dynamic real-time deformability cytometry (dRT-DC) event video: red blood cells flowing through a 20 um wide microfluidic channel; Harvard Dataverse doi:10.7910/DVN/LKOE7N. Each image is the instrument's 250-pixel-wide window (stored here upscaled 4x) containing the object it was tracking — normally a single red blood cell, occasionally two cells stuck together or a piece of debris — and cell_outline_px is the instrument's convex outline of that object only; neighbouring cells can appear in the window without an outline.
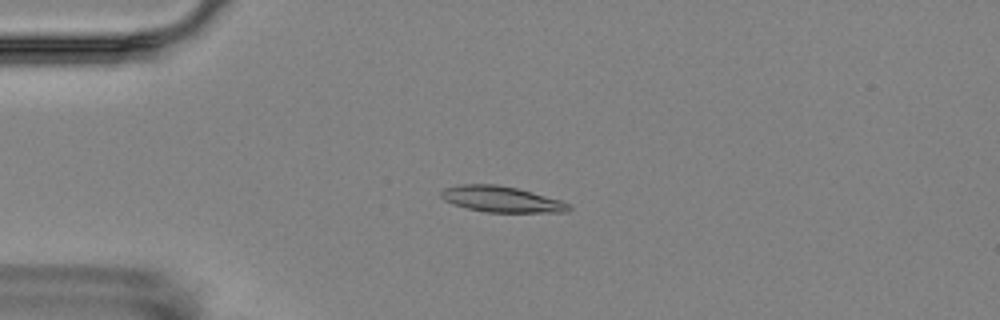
{"species": "Egyptian fruit bat (a non-hibernating species)", "species_latin": "Rousettus aegyptiacus", "temperature_condition": "room temperature", "stored_images_in_passage": 5, "camera_frame_rate_fps": 3000, "um_per_image_px": 0.085, "animal": {"sex": "female"}, "frame": {"image": 1, "passage_image": 4, "time_ms": 3.667, "image_size_px": [1000, 320], "cell_outline_px": [[572, 208], [568, 212], [484, 212], [452, 204], [444, 200], [440, 196], [440, 192], [444, 188], [460, 184], [496, 184], [516, 188], [532, 192], [560, 200], [572, 204]], "centroid_in_image_um": [42.62, 16.93], "position_along_channel_um": 42.4, "area_um2": 19.36}}